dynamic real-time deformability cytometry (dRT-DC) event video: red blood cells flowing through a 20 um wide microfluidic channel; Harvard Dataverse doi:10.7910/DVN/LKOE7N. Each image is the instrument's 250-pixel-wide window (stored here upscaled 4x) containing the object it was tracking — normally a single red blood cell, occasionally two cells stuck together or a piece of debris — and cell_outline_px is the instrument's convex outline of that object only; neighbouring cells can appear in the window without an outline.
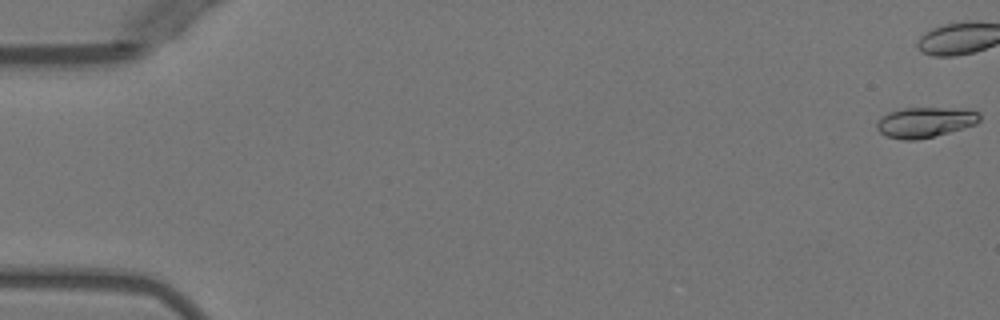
{"species": "Egyptian fruit bat (a non-hibernating species)", "species_latin": "Rousettus aegyptiacus", "temperature_condition": "warm", "stored_images_in_passage": 14, "camera_frame_rate_fps": 3000, "um_per_image_px": 0.085, "animal": {"sex": "female"}, "frame": {"image": 1, "passage_image": 1, "time_ms": 0.0, "image_size_px": [1000, 320], "cell_outline_px": [[980, 120], [976, 124], [948, 132], [916, 140], [904, 140], [884, 136], [876, 128], [876, 120], [880, 116], [888, 112], [904, 108], [964, 108], [980, 112]], "centroid_in_image_um": [78.6, 10.38], "position_along_channel_um": 6.4, "area_um2": 18.32}}